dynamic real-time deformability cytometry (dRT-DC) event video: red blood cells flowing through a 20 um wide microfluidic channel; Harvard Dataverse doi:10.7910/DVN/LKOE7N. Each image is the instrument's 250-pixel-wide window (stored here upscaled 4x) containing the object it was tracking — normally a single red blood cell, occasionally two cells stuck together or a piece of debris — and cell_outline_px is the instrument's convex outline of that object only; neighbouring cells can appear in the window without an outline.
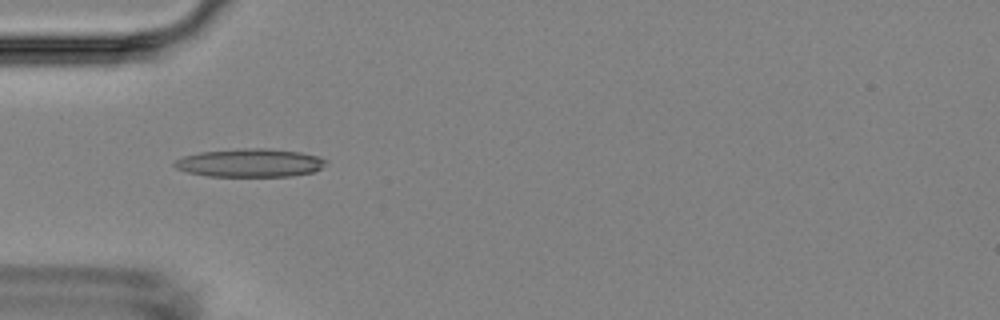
{"species": "Egyptian fruit bat (a non-hibernating species)", "species_latin": "Rousettus aegyptiacus", "temperature_condition": "room temperature", "stored_images_in_passage": 39, "camera_frame_rate_fps": 3000, "um_per_image_px": 0.085, "animal": {"sex": "female"}, "frame": {"image": 1, "passage_image": 1, "time_ms": 0.0, "image_size_px": [1000, 320], "cell_outline_px": [[328, 160], [320, 168], [312, 172], [292, 176], [208, 176], [188, 172], [176, 168], [172, 164], [176, 160], [184, 156], [200, 152], [244, 148], [268, 148], [300, 152], [320, 156]], "centroid_in_image_um": [21.26, 13.84], "position_along_channel_um": 63.7, "area_um2": 24.91}}
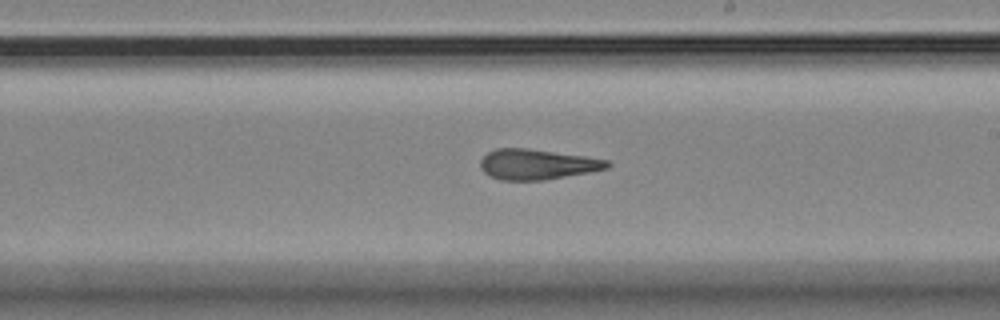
{"frame": {"image": 2, "passage_image": 16, "time_ms": 5.0, "image_size_px": [1000, 320], "cell_outline_px": [[612, 164], [608, 168], [588, 172], [544, 180], [500, 180], [488, 176], [480, 168], [480, 160], [488, 152], [496, 148], [524, 148], [584, 156], [608, 160]], "centroid_in_image_um": [45.62, 13.97], "position_along_channel_um": 243.4, "area_um2": 22.31}}
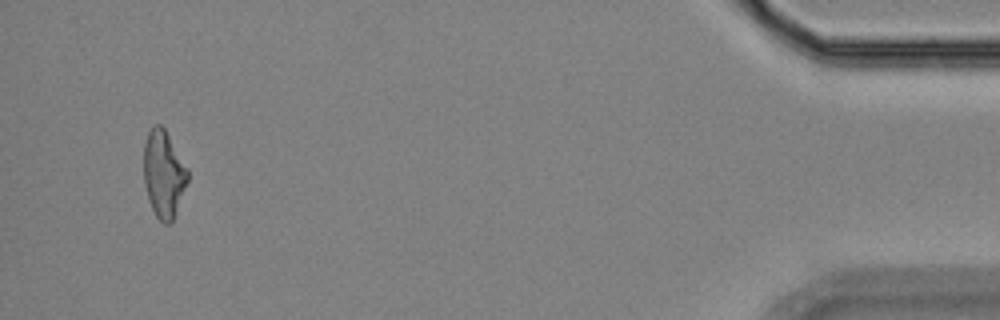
{"frame": {"image": 3, "passage_image": 37, "time_ms": 12.0, "image_size_px": [1000, 320], "cell_outline_px": [[188, 180], [172, 220], [168, 224], [164, 224], [156, 216], [152, 208], [144, 184], [144, 144], [148, 132], [152, 124], [160, 124], [164, 128], [188, 168]], "centroid_in_image_um": [13.9, 14.75], "position_along_channel_um": 421.3, "area_um2": 22.02}, "authors_computed_cell_mechanics": {"area_um2": 22.6576, "velocity_mm_per_s": 3.6043, "shape_relaxation_time_tau1_ms": null, "shape_relaxation_time_tau2_ms": 3.2904, "deformation_change_tau1": null, "deformation_change_tau2": 0.1428}}